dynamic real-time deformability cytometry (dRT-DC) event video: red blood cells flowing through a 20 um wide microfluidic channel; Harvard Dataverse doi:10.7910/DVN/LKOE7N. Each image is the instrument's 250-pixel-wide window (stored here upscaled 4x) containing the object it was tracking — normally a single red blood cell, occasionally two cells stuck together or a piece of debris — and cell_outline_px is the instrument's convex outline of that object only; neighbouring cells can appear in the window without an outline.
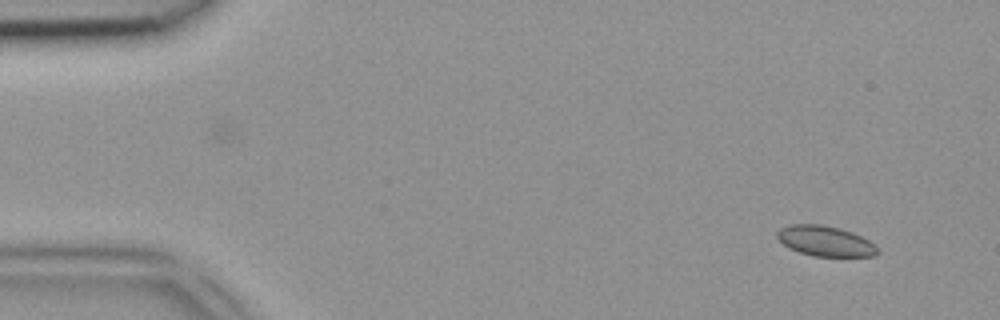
{"species": "common noctule bat (a hibernating species)", "species_latin": "Nyctalus noctula", "temperature_condition": "room temperature", "stored_images_in_passage": 9, "camera_frame_rate_fps": 3000, "um_per_image_px": 0.085, "animal": {"sex": "female", "body_mass_g": 18.4}, "frame": {"image": 1, "passage_image": 1, "time_ms": 0.0, "image_size_px": [1000, 320], "cell_outline_px": [[880, 252], [876, 256], [812, 256], [788, 248], [776, 236], [776, 232], [780, 228], [788, 224], [820, 224], [852, 232], [868, 240]], "centroid_in_image_um": [70.11, 20.49], "position_along_channel_um": 14.9, "area_um2": 17.57}}